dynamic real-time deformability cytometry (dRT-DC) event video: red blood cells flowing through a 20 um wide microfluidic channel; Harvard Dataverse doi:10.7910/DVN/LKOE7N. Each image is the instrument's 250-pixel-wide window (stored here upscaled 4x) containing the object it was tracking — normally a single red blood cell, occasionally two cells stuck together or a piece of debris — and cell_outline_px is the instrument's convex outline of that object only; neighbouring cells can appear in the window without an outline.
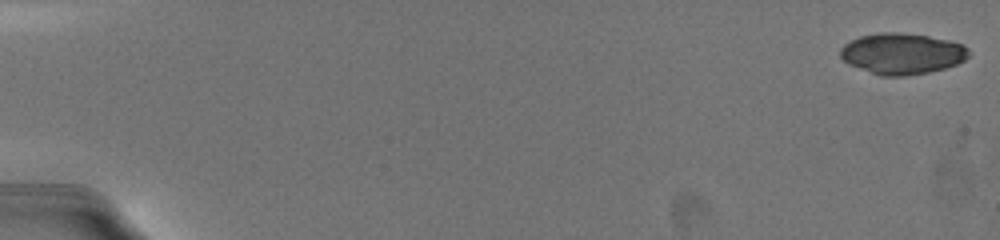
{"species": "common noctule bat (a hibernating species)", "species_latin": "Nyctalus noctula", "temperature_condition": "warm", "stored_images_in_passage": 43, "camera_frame_rate_fps": 3000, "um_per_image_px": 0.085, "animal": {"sex": "female", "body_mass_g": 19.5, "forearm_length_mm": 54.1}, "frame": {"image": 1, "passage_image": 1, "time_ms": 0.0, "image_size_px": [1000, 240], "cell_outline_px": [[968, 56], [964, 60], [956, 64], [944, 68], [928, 72], [904, 76], [880, 76], [848, 64], [840, 56], [840, 48], [844, 44], [860, 36], [880, 32], [896, 32], [928, 36], [948, 40], [964, 44], [968, 48]], "centroid_in_image_um": [76.66, 4.56], "position_along_channel_um": 8.3, "area_um2": 30.63}}